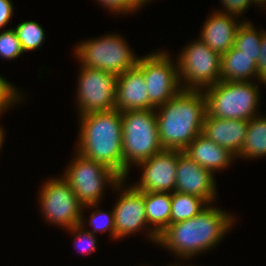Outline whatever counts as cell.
<instances>
[{"label": "cell", "instance_id": "5b68a950", "mask_svg": "<svg viewBox=\"0 0 266 266\" xmlns=\"http://www.w3.org/2000/svg\"><path fill=\"white\" fill-rule=\"evenodd\" d=\"M123 179L128 178L132 165L151 158L163 149L159 141L155 110L121 112Z\"/></svg>", "mask_w": 266, "mask_h": 266}, {"label": "cell", "instance_id": "7c38bea8", "mask_svg": "<svg viewBox=\"0 0 266 266\" xmlns=\"http://www.w3.org/2000/svg\"><path fill=\"white\" fill-rule=\"evenodd\" d=\"M126 181L127 179H122L116 185L114 190L118 193L120 192L115 200V202H117L113 206L115 239L118 241V239L121 240V238H127L129 235L147 229L148 235L146 236L156 245L159 236L148 225L145 211L144 191H139L133 185H128L127 187Z\"/></svg>", "mask_w": 266, "mask_h": 266}, {"label": "cell", "instance_id": "83f0119b", "mask_svg": "<svg viewBox=\"0 0 266 266\" xmlns=\"http://www.w3.org/2000/svg\"><path fill=\"white\" fill-rule=\"evenodd\" d=\"M19 90L16 89L14 84H11L10 81L0 75V115L21 102L20 99H23V94L19 93L21 92Z\"/></svg>", "mask_w": 266, "mask_h": 266}, {"label": "cell", "instance_id": "7402d4cb", "mask_svg": "<svg viewBox=\"0 0 266 266\" xmlns=\"http://www.w3.org/2000/svg\"><path fill=\"white\" fill-rule=\"evenodd\" d=\"M208 205L204 199L198 196L177 191L172 192L171 224L197 216Z\"/></svg>", "mask_w": 266, "mask_h": 266}, {"label": "cell", "instance_id": "e0dca14e", "mask_svg": "<svg viewBox=\"0 0 266 266\" xmlns=\"http://www.w3.org/2000/svg\"><path fill=\"white\" fill-rule=\"evenodd\" d=\"M248 123L249 120L220 119L206 114L202 134L237 157L247 134Z\"/></svg>", "mask_w": 266, "mask_h": 266}, {"label": "cell", "instance_id": "4dcf8cb0", "mask_svg": "<svg viewBox=\"0 0 266 266\" xmlns=\"http://www.w3.org/2000/svg\"><path fill=\"white\" fill-rule=\"evenodd\" d=\"M259 82L266 86V32L262 36L260 44V55L257 61Z\"/></svg>", "mask_w": 266, "mask_h": 266}, {"label": "cell", "instance_id": "44dd1931", "mask_svg": "<svg viewBox=\"0 0 266 266\" xmlns=\"http://www.w3.org/2000/svg\"><path fill=\"white\" fill-rule=\"evenodd\" d=\"M266 156V117L258 115L249 120L247 134L236 157L242 159H258Z\"/></svg>", "mask_w": 266, "mask_h": 266}, {"label": "cell", "instance_id": "52a82bcc", "mask_svg": "<svg viewBox=\"0 0 266 266\" xmlns=\"http://www.w3.org/2000/svg\"><path fill=\"white\" fill-rule=\"evenodd\" d=\"M74 153V159L70 160L62 177L83 206L99 204L105 188L109 186L114 190L122 178L107 166L82 156L76 150Z\"/></svg>", "mask_w": 266, "mask_h": 266}, {"label": "cell", "instance_id": "ffe728a7", "mask_svg": "<svg viewBox=\"0 0 266 266\" xmlns=\"http://www.w3.org/2000/svg\"><path fill=\"white\" fill-rule=\"evenodd\" d=\"M171 199L172 193L144 192L147 222L158 236L171 224Z\"/></svg>", "mask_w": 266, "mask_h": 266}, {"label": "cell", "instance_id": "603a6c76", "mask_svg": "<svg viewBox=\"0 0 266 266\" xmlns=\"http://www.w3.org/2000/svg\"><path fill=\"white\" fill-rule=\"evenodd\" d=\"M256 30L257 28L255 29L250 20L243 21L237 29L234 47L247 56H255V62L257 63L262 36L266 31L263 29Z\"/></svg>", "mask_w": 266, "mask_h": 266}, {"label": "cell", "instance_id": "d4e9b609", "mask_svg": "<svg viewBox=\"0 0 266 266\" xmlns=\"http://www.w3.org/2000/svg\"><path fill=\"white\" fill-rule=\"evenodd\" d=\"M99 204H89L85 205L84 209H91L97 208L96 210L92 212L89 218V225H91L92 230H88L92 234L99 233H107L110 234L109 236L112 237V239L115 240V218H114V211L113 209L110 212H107L105 210H100Z\"/></svg>", "mask_w": 266, "mask_h": 266}, {"label": "cell", "instance_id": "277c9868", "mask_svg": "<svg viewBox=\"0 0 266 266\" xmlns=\"http://www.w3.org/2000/svg\"><path fill=\"white\" fill-rule=\"evenodd\" d=\"M255 81H219L202 90L206 114L220 119L243 120L258 116L261 89Z\"/></svg>", "mask_w": 266, "mask_h": 266}, {"label": "cell", "instance_id": "f546056e", "mask_svg": "<svg viewBox=\"0 0 266 266\" xmlns=\"http://www.w3.org/2000/svg\"><path fill=\"white\" fill-rule=\"evenodd\" d=\"M221 5L224 10H215L220 13H226L241 16L250 8L251 5L258 3L255 0H221Z\"/></svg>", "mask_w": 266, "mask_h": 266}, {"label": "cell", "instance_id": "d6a6232c", "mask_svg": "<svg viewBox=\"0 0 266 266\" xmlns=\"http://www.w3.org/2000/svg\"><path fill=\"white\" fill-rule=\"evenodd\" d=\"M4 131L5 130H4L3 126L0 127V151H1V149H3L2 146H3V143L5 142L4 141V138H5V132Z\"/></svg>", "mask_w": 266, "mask_h": 266}, {"label": "cell", "instance_id": "4316f807", "mask_svg": "<svg viewBox=\"0 0 266 266\" xmlns=\"http://www.w3.org/2000/svg\"><path fill=\"white\" fill-rule=\"evenodd\" d=\"M23 53L15 30L13 28L3 29L0 32V57L5 60H14Z\"/></svg>", "mask_w": 266, "mask_h": 266}, {"label": "cell", "instance_id": "6da1fadb", "mask_svg": "<svg viewBox=\"0 0 266 266\" xmlns=\"http://www.w3.org/2000/svg\"><path fill=\"white\" fill-rule=\"evenodd\" d=\"M233 223L235 216L209 204L197 216L170 224L158 237L157 245L186 261L219 245Z\"/></svg>", "mask_w": 266, "mask_h": 266}, {"label": "cell", "instance_id": "8fae6325", "mask_svg": "<svg viewBox=\"0 0 266 266\" xmlns=\"http://www.w3.org/2000/svg\"><path fill=\"white\" fill-rule=\"evenodd\" d=\"M79 72L76 84L78 116L116 109L117 76L83 66Z\"/></svg>", "mask_w": 266, "mask_h": 266}, {"label": "cell", "instance_id": "ba28073f", "mask_svg": "<svg viewBox=\"0 0 266 266\" xmlns=\"http://www.w3.org/2000/svg\"><path fill=\"white\" fill-rule=\"evenodd\" d=\"M182 49L177 58L182 90H204L220 81V54L200 39Z\"/></svg>", "mask_w": 266, "mask_h": 266}, {"label": "cell", "instance_id": "ac0fdd59", "mask_svg": "<svg viewBox=\"0 0 266 266\" xmlns=\"http://www.w3.org/2000/svg\"><path fill=\"white\" fill-rule=\"evenodd\" d=\"M183 153L214 176L235 162L236 156L227 148L219 146L200 133L184 150Z\"/></svg>", "mask_w": 266, "mask_h": 266}, {"label": "cell", "instance_id": "cb8c5ba5", "mask_svg": "<svg viewBox=\"0 0 266 266\" xmlns=\"http://www.w3.org/2000/svg\"><path fill=\"white\" fill-rule=\"evenodd\" d=\"M13 29L24 52L38 49L45 41V30L36 21H23Z\"/></svg>", "mask_w": 266, "mask_h": 266}, {"label": "cell", "instance_id": "3957f363", "mask_svg": "<svg viewBox=\"0 0 266 266\" xmlns=\"http://www.w3.org/2000/svg\"><path fill=\"white\" fill-rule=\"evenodd\" d=\"M75 150L123 179L122 117L118 109L79 115Z\"/></svg>", "mask_w": 266, "mask_h": 266}, {"label": "cell", "instance_id": "836d02e7", "mask_svg": "<svg viewBox=\"0 0 266 266\" xmlns=\"http://www.w3.org/2000/svg\"><path fill=\"white\" fill-rule=\"evenodd\" d=\"M142 7L149 4L152 0H136Z\"/></svg>", "mask_w": 266, "mask_h": 266}, {"label": "cell", "instance_id": "d6986e66", "mask_svg": "<svg viewBox=\"0 0 266 266\" xmlns=\"http://www.w3.org/2000/svg\"><path fill=\"white\" fill-rule=\"evenodd\" d=\"M253 78L259 81L255 56H247L234 46L221 55L220 81H253Z\"/></svg>", "mask_w": 266, "mask_h": 266}, {"label": "cell", "instance_id": "30bf717a", "mask_svg": "<svg viewBox=\"0 0 266 266\" xmlns=\"http://www.w3.org/2000/svg\"><path fill=\"white\" fill-rule=\"evenodd\" d=\"M166 51L140 56L137 66L143 71L149 102L157 108L165 104L181 90L177 62Z\"/></svg>", "mask_w": 266, "mask_h": 266}, {"label": "cell", "instance_id": "7a4b0ae2", "mask_svg": "<svg viewBox=\"0 0 266 266\" xmlns=\"http://www.w3.org/2000/svg\"><path fill=\"white\" fill-rule=\"evenodd\" d=\"M155 110L163 149L183 151L202 133L206 115V100L202 90H181Z\"/></svg>", "mask_w": 266, "mask_h": 266}, {"label": "cell", "instance_id": "484cf974", "mask_svg": "<svg viewBox=\"0 0 266 266\" xmlns=\"http://www.w3.org/2000/svg\"><path fill=\"white\" fill-rule=\"evenodd\" d=\"M84 210L85 209L83 207L80 224L66 229V231L70 234H74L71 235L73 236L72 240L74 241V248H77L82 254H91L97 250V239L95 237L96 235L92 234L87 229H84L87 226V221L84 219Z\"/></svg>", "mask_w": 266, "mask_h": 266}, {"label": "cell", "instance_id": "8992f818", "mask_svg": "<svg viewBox=\"0 0 266 266\" xmlns=\"http://www.w3.org/2000/svg\"><path fill=\"white\" fill-rule=\"evenodd\" d=\"M74 54L80 66L110 72L116 76L137 66L140 59L122 36L114 33L84 40Z\"/></svg>", "mask_w": 266, "mask_h": 266}, {"label": "cell", "instance_id": "d590c367", "mask_svg": "<svg viewBox=\"0 0 266 266\" xmlns=\"http://www.w3.org/2000/svg\"><path fill=\"white\" fill-rule=\"evenodd\" d=\"M172 266H181V265H179V264H176V265H175V264L173 263ZM183 266H184V265H183ZM187 266H196V265H188V264H187Z\"/></svg>", "mask_w": 266, "mask_h": 266}, {"label": "cell", "instance_id": "4fadbf2b", "mask_svg": "<svg viewBox=\"0 0 266 266\" xmlns=\"http://www.w3.org/2000/svg\"><path fill=\"white\" fill-rule=\"evenodd\" d=\"M181 150L162 149L136 165L142 169L139 182L132 184L139 191L172 193L176 187V168Z\"/></svg>", "mask_w": 266, "mask_h": 266}, {"label": "cell", "instance_id": "5bb4252c", "mask_svg": "<svg viewBox=\"0 0 266 266\" xmlns=\"http://www.w3.org/2000/svg\"><path fill=\"white\" fill-rule=\"evenodd\" d=\"M216 184V178L210 171L199 166L183 151L178 155L175 191L198 196L212 204L217 197Z\"/></svg>", "mask_w": 266, "mask_h": 266}, {"label": "cell", "instance_id": "9c48e42d", "mask_svg": "<svg viewBox=\"0 0 266 266\" xmlns=\"http://www.w3.org/2000/svg\"><path fill=\"white\" fill-rule=\"evenodd\" d=\"M60 177L44 181L39 190L38 203L48 223L66 230L80 224L84 206L69 183Z\"/></svg>", "mask_w": 266, "mask_h": 266}, {"label": "cell", "instance_id": "f1b7e54d", "mask_svg": "<svg viewBox=\"0 0 266 266\" xmlns=\"http://www.w3.org/2000/svg\"><path fill=\"white\" fill-rule=\"evenodd\" d=\"M104 7L109 10L110 14H122L135 13L142 6L136 0H97Z\"/></svg>", "mask_w": 266, "mask_h": 266}, {"label": "cell", "instance_id": "2e32d148", "mask_svg": "<svg viewBox=\"0 0 266 266\" xmlns=\"http://www.w3.org/2000/svg\"><path fill=\"white\" fill-rule=\"evenodd\" d=\"M238 20V16L213 11L202 25L199 39L222 55L234 46L237 29L245 19Z\"/></svg>", "mask_w": 266, "mask_h": 266}, {"label": "cell", "instance_id": "e575fe53", "mask_svg": "<svg viewBox=\"0 0 266 266\" xmlns=\"http://www.w3.org/2000/svg\"><path fill=\"white\" fill-rule=\"evenodd\" d=\"M259 5L258 7H266V0H255ZM261 5V6H260Z\"/></svg>", "mask_w": 266, "mask_h": 266}, {"label": "cell", "instance_id": "1f68e13d", "mask_svg": "<svg viewBox=\"0 0 266 266\" xmlns=\"http://www.w3.org/2000/svg\"><path fill=\"white\" fill-rule=\"evenodd\" d=\"M13 7L11 0H0V30L6 27L13 17Z\"/></svg>", "mask_w": 266, "mask_h": 266}, {"label": "cell", "instance_id": "9a60e30c", "mask_svg": "<svg viewBox=\"0 0 266 266\" xmlns=\"http://www.w3.org/2000/svg\"><path fill=\"white\" fill-rule=\"evenodd\" d=\"M116 109L120 112L142 109L155 110V107L149 102L143 71L138 66L117 76Z\"/></svg>", "mask_w": 266, "mask_h": 266}]
</instances>
